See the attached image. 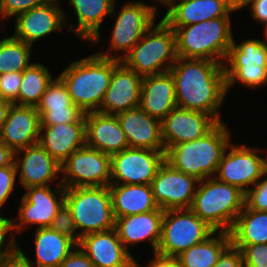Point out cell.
Here are the masks:
<instances>
[{"label":"cell","mask_w":267,"mask_h":267,"mask_svg":"<svg viewBox=\"0 0 267 267\" xmlns=\"http://www.w3.org/2000/svg\"><path fill=\"white\" fill-rule=\"evenodd\" d=\"M223 65L177 57L169 70L175 81L177 107L203 112L222 122L219 108L227 95Z\"/></svg>","instance_id":"1"},{"label":"cell","mask_w":267,"mask_h":267,"mask_svg":"<svg viewBox=\"0 0 267 267\" xmlns=\"http://www.w3.org/2000/svg\"><path fill=\"white\" fill-rule=\"evenodd\" d=\"M120 60L99 56L97 53L71 62L59 74L72 102L84 113L99 111L110 85L113 69Z\"/></svg>","instance_id":"2"},{"label":"cell","mask_w":267,"mask_h":267,"mask_svg":"<svg viewBox=\"0 0 267 267\" xmlns=\"http://www.w3.org/2000/svg\"><path fill=\"white\" fill-rule=\"evenodd\" d=\"M230 130L222 121L194 141L176 144L165 151V162L198 180L215 177L222 155L230 145Z\"/></svg>","instance_id":"3"},{"label":"cell","mask_w":267,"mask_h":267,"mask_svg":"<svg viewBox=\"0 0 267 267\" xmlns=\"http://www.w3.org/2000/svg\"><path fill=\"white\" fill-rule=\"evenodd\" d=\"M230 20V17H220L188 26H170L176 35L177 57L225 64L233 44Z\"/></svg>","instance_id":"4"},{"label":"cell","mask_w":267,"mask_h":267,"mask_svg":"<svg viewBox=\"0 0 267 267\" xmlns=\"http://www.w3.org/2000/svg\"><path fill=\"white\" fill-rule=\"evenodd\" d=\"M245 193L215 177L200 180L191 210L219 232H230L244 208Z\"/></svg>","instance_id":"5"},{"label":"cell","mask_w":267,"mask_h":267,"mask_svg":"<svg viewBox=\"0 0 267 267\" xmlns=\"http://www.w3.org/2000/svg\"><path fill=\"white\" fill-rule=\"evenodd\" d=\"M176 59L175 31L161 18L159 23L154 24L142 36L122 62L145 77L168 72Z\"/></svg>","instance_id":"6"},{"label":"cell","mask_w":267,"mask_h":267,"mask_svg":"<svg viewBox=\"0 0 267 267\" xmlns=\"http://www.w3.org/2000/svg\"><path fill=\"white\" fill-rule=\"evenodd\" d=\"M65 204L70 209L80 237L115 227L108 186L65 188Z\"/></svg>","instance_id":"7"},{"label":"cell","mask_w":267,"mask_h":267,"mask_svg":"<svg viewBox=\"0 0 267 267\" xmlns=\"http://www.w3.org/2000/svg\"><path fill=\"white\" fill-rule=\"evenodd\" d=\"M116 2L112 9V17H115L114 29L111 34L110 48L97 52L99 56L122 59L141 40L142 36L155 24L157 15L156 6L147 5L142 1H128L120 12L116 13ZM116 52L112 56L110 52ZM120 54H118V53ZM123 52V53H122Z\"/></svg>","instance_id":"8"},{"label":"cell","mask_w":267,"mask_h":267,"mask_svg":"<svg viewBox=\"0 0 267 267\" xmlns=\"http://www.w3.org/2000/svg\"><path fill=\"white\" fill-rule=\"evenodd\" d=\"M215 230L190 208L164 211L161 237L156 253L177 257L182 252L208 239Z\"/></svg>","instance_id":"9"},{"label":"cell","mask_w":267,"mask_h":267,"mask_svg":"<svg viewBox=\"0 0 267 267\" xmlns=\"http://www.w3.org/2000/svg\"><path fill=\"white\" fill-rule=\"evenodd\" d=\"M224 64L227 93L237 81L247 88L267 83V45L261 39H247L229 47Z\"/></svg>","instance_id":"10"},{"label":"cell","mask_w":267,"mask_h":267,"mask_svg":"<svg viewBox=\"0 0 267 267\" xmlns=\"http://www.w3.org/2000/svg\"><path fill=\"white\" fill-rule=\"evenodd\" d=\"M26 193L21 198L18 220L9 219L12 237L22 233L31 224L38 228H46L52 225L53 219L65 204V187L59 182L53 189L50 185L25 188ZM30 225V226H29ZM26 226V227H25Z\"/></svg>","instance_id":"11"},{"label":"cell","mask_w":267,"mask_h":267,"mask_svg":"<svg viewBox=\"0 0 267 267\" xmlns=\"http://www.w3.org/2000/svg\"><path fill=\"white\" fill-rule=\"evenodd\" d=\"M61 173L60 181L65 188L109 186L111 157L84 145L64 161Z\"/></svg>","instance_id":"12"},{"label":"cell","mask_w":267,"mask_h":267,"mask_svg":"<svg viewBox=\"0 0 267 267\" xmlns=\"http://www.w3.org/2000/svg\"><path fill=\"white\" fill-rule=\"evenodd\" d=\"M258 150L256 147L230 143L222 155L215 178L246 193L265 173L263 158L257 154Z\"/></svg>","instance_id":"13"},{"label":"cell","mask_w":267,"mask_h":267,"mask_svg":"<svg viewBox=\"0 0 267 267\" xmlns=\"http://www.w3.org/2000/svg\"><path fill=\"white\" fill-rule=\"evenodd\" d=\"M110 157V184L151 185L165 161V151L128 147Z\"/></svg>","instance_id":"14"},{"label":"cell","mask_w":267,"mask_h":267,"mask_svg":"<svg viewBox=\"0 0 267 267\" xmlns=\"http://www.w3.org/2000/svg\"><path fill=\"white\" fill-rule=\"evenodd\" d=\"M199 181L164 161L151 183L154 200L164 211L191 208Z\"/></svg>","instance_id":"15"},{"label":"cell","mask_w":267,"mask_h":267,"mask_svg":"<svg viewBox=\"0 0 267 267\" xmlns=\"http://www.w3.org/2000/svg\"><path fill=\"white\" fill-rule=\"evenodd\" d=\"M219 122L209 114L176 107L161 120L164 150L194 141L209 133Z\"/></svg>","instance_id":"16"},{"label":"cell","mask_w":267,"mask_h":267,"mask_svg":"<svg viewBox=\"0 0 267 267\" xmlns=\"http://www.w3.org/2000/svg\"><path fill=\"white\" fill-rule=\"evenodd\" d=\"M57 2L58 0H50L43 5L19 14L15 18L16 24L12 36L33 46L38 39L66 28L68 16L57 5ZM64 25L65 27H63Z\"/></svg>","instance_id":"17"},{"label":"cell","mask_w":267,"mask_h":267,"mask_svg":"<svg viewBox=\"0 0 267 267\" xmlns=\"http://www.w3.org/2000/svg\"><path fill=\"white\" fill-rule=\"evenodd\" d=\"M14 163L24 188L51 185L61 175V165L39 143L16 151Z\"/></svg>","instance_id":"18"},{"label":"cell","mask_w":267,"mask_h":267,"mask_svg":"<svg viewBox=\"0 0 267 267\" xmlns=\"http://www.w3.org/2000/svg\"><path fill=\"white\" fill-rule=\"evenodd\" d=\"M77 246L95 267H135L136 259L125 249L115 228L84 235Z\"/></svg>","instance_id":"19"},{"label":"cell","mask_w":267,"mask_h":267,"mask_svg":"<svg viewBox=\"0 0 267 267\" xmlns=\"http://www.w3.org/2000/svg\"><path fill=\"white\" fill-rule=\"evenodd\" d=\"M142 79L122 61L113 69L99 112L117 115L139 107Z\"/></svg>","instance_id":"20"},{"label":"cell","mask_w":267,"mask_h":267,"mask_svg":"<svg viewBox=\"0 0 267 267\" xmlns=\"http://www.w3.org/2000/svg\"><path fill=\"white\" fill-rule=\"evenodd\" d=\"M40 116L34 106L12 104L0 130V140L14 153L38 143Z\"/></svg>","instance_id":"21"},{"label":"cell","mask_w":267,"mask_h":267,"mask_svg":"<svg viewBox=\"0 0 267 267\" xmlns=\"http://www.w3.org/2000/svg\"><path fill=\"white\" fill-rule=\"evenodd\" d=\"M85 145L110 156L129 147L118 117L99 111L85 113Z\"/></svg>","instance_id":"22"},{"label":"cell","mask_w":267,"mask_h":267,"mask_svg":"<svg viewBox=\"0 0 267 267\" xmlns=\"http://www.w3.org/2000/svg\"><path fill=\"white\" fill-rule=\"evenodd\" d=\"M40 126L67 123H85V113L73 104L63 81L56 76L36 106Z\"/></svg>","instance_id":"23"},{"label":"cell","mask_w":267,"mask_h":267,"mask_svg":"<svg viewBox=\"0 0 267 267\" xmlns=\"http://www.w3.org/2000/svg\"><path fill=\"white\" fill-rule=\"evenodd\" d=\"M162 18L169 26H188L201 21L230 17L234 10L224 0H167Z\"/></svg>","instance_id":"24"},{"label":"cell","mask_w":267,"mask_h":267,"mask_svg":"<svg viewBox=\"0 0 267 267\" xmlns=\"http://www.w3.org/2000/svg\"><path fill=\"white\" fill-rule=\"evenodd\" d=\"M130 148L165 151L161 135V121L140 107L116 115Z\"/></svg>","instance_id":"25"},{"label":"cell","mask_w":267,"mask_h":267,"mask_svg":"<svg viewBox=\"0 0 267 267\" xmlns=\"http://www.w3.org/2000/svg\"><path fill=\"white\" fill-rule=\"evenodd\" d=\"M164 210L159 208L150 212L115 218V230L125 249L149 239L153 252H156L160 237Z\"/></svg>","instance_id":"26"},{"label":"cell","mask_w":267,"mask_h":267,"mask_svg":"<svg viewBox=\"0 0 267 267\" xmlns=\"http://www.w3.org/2000/svg\"><path fill=\"white\" fill-rule=\"evenodd\" d=\"M139 107L160 121L177 107L175 81L170 71L143 77Z\"/></svg>","instance_id":"27"},{"label":"cell","mask_w":267,"mask_h":267,"mask_svg":"<svg viewBox=\"0 0 267 267\" xmlns=\"http://www.w3.org/2000/svg\"><path fill=\"white\" fill-rule=\"evenodd\" d=\"M38 143L60 164L85 145V123L40 126Z\"/></svg>","instance_id":"28"},{"label":"cell","mask_w":267,"mask_h":267,"mask_svg":"<svg viewBox=\"0 0 267 267\" xmlns=\"http://www.w3.org/2000/svg\"><path fill=\"white\" fill-rule=\"evenodd\" d=\"M34 236L36 261H31L16 244V252L33 267H59L77 247L71 239L51 227L36 229Z\"/></svg>","instance_id":"29"},{"label":"cell","mask_w":267,"mask_h":267,"mask_svg":"<svg viewBox=\"0 0 267 267\" xmlns=\"http://www.w3.org/2000/svg\"><path fill=\"white\" fill-rule=\"evenodd\" d=\"M116 0H69L77 17V26L67 24L75 35L93 46L101 42L100 26L111 16Z\"/></svg>","instance_id":"30"},{"label":"cell","mask_w":267,"mask_h":267,"mask_svg":"<svg viewBox=\"0 0 267 267\" xmlns=\"http://www.w3.org/2000/svg\"><path fill=\"white\" fill-rule=\"evenodd\" d=\"M112 208L115 218L158 210L151 185L110 184Z\"/></svg>","instance_id":"31"},{"label":"cell","mask_w":267,"mask_h":267,"mask_svg":"<svg viewBox=\"0 0 267 267\" xmlns=\"http://www.w3.org/2000/svg\"><path fill=\"white\" fill-rule=\"evenodd\" d=\"M229 233L232 245L267 244V211L244 206Z\"/></svg>","instance_id":"32"},{"label":"cell","mask_w":267,"mask_h":267,"mask_svg":"<svg viewBox=\"0 0 267 267\" xmlns=\"http://www.w3.org/2000/svg\"><path fill=\"white\" fill-rule=\"evenodd\" d=\"M230 244L229 232L215 231L208 239L182 252L177 258L181 267H213Z\"/></svg>","instance_id":"33"},{"label":"cell","mask_w":267,"mask_h":267,"mask_svg":"<svg viewBox=\"0 0 267 267\" xmlns=\"http://www.w3.org/2000/svg\"><path fill=\"white\" fill-rule=\"evenodd\" d=\"M52 80L53 77L48 67L41 63H32L22 71L18 105L36 107Z\"/></svg>","instance_id":"34"},{"label":"cell","mask_w":267,"mask_h":267,"mask_svg":"<svg viewBox=\"0 0 267 267\" xmlns=\"http://www.w3.org/2000/svg\"><path fill=\"white\" fill-rule=\"evenodd\" d=\"M32 46L13 36L0 39V74L8 72H22L32 62Z\"/></svg>","instance_id":"35"},{"label":"cell","mask_w":267,"mask_h":267,"mask_svg":"<svg viewBox=\"0 0 267 267\" xmlns=\"http://www.w3.org/2000/svg\"><path fill=\"white\" fill-rule=\"evenodd\" d=\"M50 227L71 239L76 245L79 244L81 237L75 225L72 213L66 204L58 211Z\"/></svg>","instance_id":"36"},{"label":"cell","mask_w":267,"mask_h":267,"mask_svg":"<svg viewBox=\"0 0 267 267\" xmlns=\"http://www.w3.org/2000/svg\"><path fill=\"white\" fill-rule=\"evenodd\" d=\"M267 173L265 172L253 188L245 193L244 206L251 210L267 211ZM266 177V178H265Z\"/></svg>","instance_id":"37"},{"label":"cell","mask_w":267,"mask_h":267,"mask_svg":"<svg viewBox=\"0 0 267 267\" xmlns=\"http://www.w3.org/2000/svg\"><path fill=\"white\" fill-rule=\"evenodd\" d=\"M50 0H0V18L3 21L17 17L34 7L43 5Z\"/></svg>","instance_id":"38"},{"label":"cell","mask_w":267,"mask_h":267,"mask_svg":"<svg viewBox=\"0 0 267 267\" xmlns=\"http://www.w3.org/2000/svg\"><path fill=\"white\" fill-rule=\"evenodd\" d=\"M22 83V72L0 74V91L4 101L18 105V93Z\"/></svg>","instance_id":"39"},{"label":"cell","mask_w":267,"mask_h":267,"mask_svg":"<svg viewBox=\"0 0 267 267\" xmlns=\"http://www.w3.org/2000/svg\"><path fill=\"white\" fill-rule=\"evenodd\" d=\"M233 246L242 251L244 267H267V244Z\"/></svg>","instance_id":"40"},{"label":"cell","mask_w":267,"mask_h":267,"mask_svg":"<svg viewBox=\"0 0 267 267\" xmlns=\"http://www.w3.org/2000/svg\"><path fill=\"white\" fill-rule=\"evenodd\" d=\"M17 170L15 163L0 168V209L8 201V198L13 193L15 188V182L17 178ZM2 219H10L1 216Z\"/></svg>","instance_id":"41"},{"label":"cell","mask_w":267,"mask_h":267,"mask_svg":"<svg viewBox=\"0 0 267 267\" xmlns=\"http://www.w3.org/2000/svg\"><path fill=\"white\" fill-rule=\"evenodd\" d=\"M10 232L12 233L9 220L0 218V267L16 252L18 242L13 237H8Z\"/></svg>","instance_id":"42"},{"label":"cell","mask_w":267,"mask_h":267,"mask_svg":"<svg viewBox=\"0 0 267 267\" xmlns=\"http://www.w3.org/2000/svg\"><path fill=\"white\" fill-rule=\"evenodd\" d=\"M213 267H244L242 251L230 244Z\"/></svg>","instance_id":"43"},{"label":"cell","mask_w":267,"mask_h":267,"mask_svg":"<svg viewBox=\"0 0 267 267\" xmlns=\"http://www.w3.org/2000/svg\"><path fill=\"white\" fill-rule=\"evenodd\" d=\"M77 248V249H76ZM59 267H95L87 255L77 246Z\"/></svg>","instance_id":"44"},{"label":"cell","mask_w":267,"mask_h":267,"mask_svg":"<svg viewBox=\"0 0 267 267\" xmlns=\"http://www.w3.org/2000/svg\"><path fill=\"white\" fill-rule=\"evenodd\" d=\"M248 4L252 18L264 26L267 25V0H243L241 8Z\"/></svg>","instance_id":"45"},{"label":"cell","mask_w":267,"mask_h":267,"mask_svg":"<svg viewBox=\"0 0 267 267\" xmlns=\"http://www.w3.org/2000/svg\"><path fill=\"white\" fill-rule=\"evenodd\" d=\"M135 267H141L139 262L135 261ZM147 267H181V264L177 257L164 256L155 252L153 253V260Z\"/></svg>","instance_id":"46"},{"label":"cell","mask_w":267,"mask_h":267,"mask_svg":"<svg viewBox=\"0 0 267 267\" xmlns=\"http://www.w3.org/2000/svg\"><path fill=\"white\" fill-rule=\"evenodd\" d=\"M14 162V152L0 140V168Z\"/></svg>","instance_id":"47"},{"label":"cell","mask_w":267,"mask_h":267,"mask_svg":"<svg viewBox=\"0 0 267 267\" xmlns=\"http://www.w3.org/2000/svg\"><path fill=\"white\" fill-rule=\"evenodd\" d=\"M1 267H33L15 252Z\"/></svg>","instance_id":"48"},{"label":"cell","mask_w":267,"mask_h":267,"mask_svg":"<svg viewBox=\"0 0 267 267\" xmlns=\"http://www.w3.org/2000/svg\"><path fill=\"white\" fill-rule=\"evenodd\" d=\"M12 103L8 101H0V130L6 121L8 111L11 107Z\"/></svg>","instance_id":"49"},{"label":"cell","mask_w":267,"mask_h":267,"mask_svg":"<svg viewBox=\"0 0 267 267\" xmlns=\"http://www.w3.org/2000/svg\"><path fill=\"white\" fill-rule=\"evenodd\" d=\"M226 1L234 10L241 9L243 0H224Z\"/></svg>","instance_id":"50"},{"label":"cell","mask_w":267,"mask_h":267,"mask_svg":"<svg viewBox=\"0 0 267 267\" xmlns=\"http://www.w3.org/2000/svg\"><path fill=\"white\" fill-rule=\"evenodd\" d=\"M263 162H264V171L267 173V155L265 156V158H263Z\"/></svg>","instance_id":"51"},{"label":"cell","mask_w":267,"mask_h":267,"mask_svg":"<svg viewBox=\"0 0 267 267\" xmlns=\"http://www.w3.org/2000/svg\"><path fill=\"white\" fill-rule=\"evenodd\" d=\"M263 27H265L264 35H265V38L267 39V25H265ZM266 39L263 42L267 45V42H265V41H267Z\"/></svg>","instance_id":"52"},{"label":"cell","mask_w":267,"mask_h":267,"mask_svg":"<svg viewBox=\"0 0 267 267\" xmlns=\"http://www.w3.org/2000/svg\"><path fill=\"white\" fill-rule=\"evenodd\" d=\"M153 1H156V2H159L161 3L163 6L166 4L167 0H153Z\"/></svg>","instance_id":"53"},{"label":"cell","mask_w":267,"mask_h":267,"mask_svg":"<svg viewBox=\"0 0 267 267\" xmlns=\"http://www.w3.org/2000/svg\"><path fill=\"white\" fill-rule=\"evenodd\" d=\"M0 101H3V97H2L1 91H0Z\"/></svg>","instance_id":"54"}]
</instances>
